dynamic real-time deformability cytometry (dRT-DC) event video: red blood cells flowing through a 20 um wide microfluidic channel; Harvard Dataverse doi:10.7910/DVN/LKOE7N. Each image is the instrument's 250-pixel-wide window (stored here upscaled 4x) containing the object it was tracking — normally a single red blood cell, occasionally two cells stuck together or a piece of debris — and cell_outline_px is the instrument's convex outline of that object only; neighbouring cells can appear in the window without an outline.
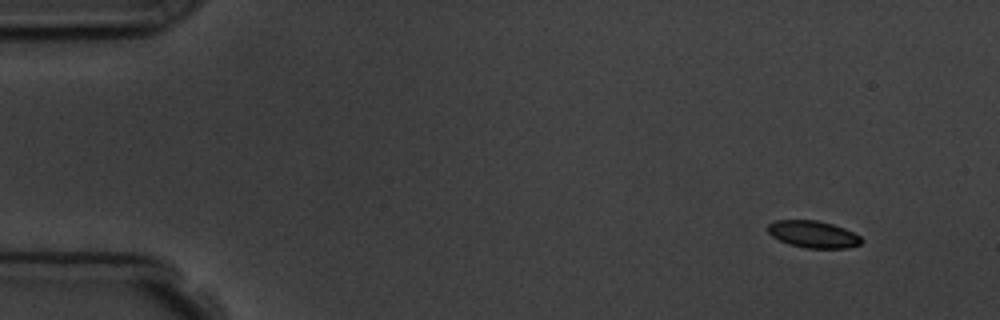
{"species": "common noctule bat (a hibernating species)", "species_latin": "Nyctalus noctula", "temperature_condition": "room temperature", "stored_images_in_passage": 7, "camera_frame_rate_fps": 3000, "um_per_image_px": 0.085, "animal": {"sex": "male", "body_mass_g": 19.5, "forearm_length_mm": 54.6}, "frame": {"image": 1, "passage_image": 1, "time_ms": 0.0, "image_size_px": [1000, 320], "cell_outline_px": [[864, 240], [860, 244], [848, 248], [804, 248], [788, 244], [772, 236], [764, 228], [768, 224], [776, 220], [816, 220], [832, 224], [844, 228], [860, 236]], "centroid_in_image_um": [69.09, 19.91], "position_along_channel_um": 15.9, "area_um2": 14.85}}
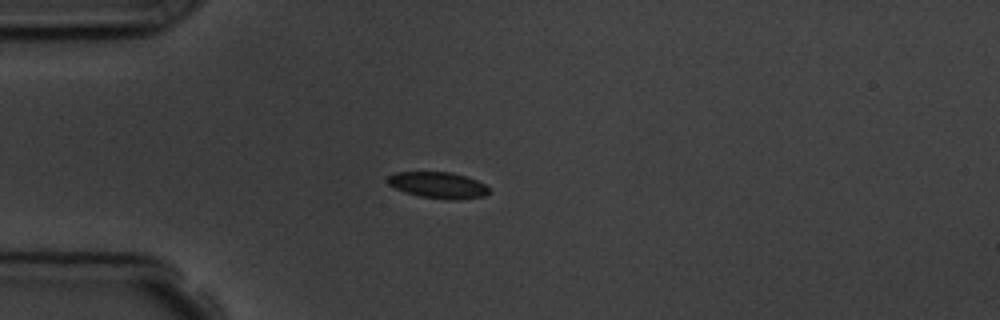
{"frame": {"image": 2, "passage_image": 4, "time_ms": 3.333, "image_size_px": [1000, 320], "cell_outline_px": [[488, 192], [484, 196], [460, 200], [448, 200], [420, 196], [404, 192], [388, 184], [384, 180], [388, 176], [396, 172], [452, 172], [476, 180], [484, 184], [488, 188]], "centroid_in_image_um": [37.2, 15.74], "position_along_channel_um": 47.8, "area_um2": 15.55}}